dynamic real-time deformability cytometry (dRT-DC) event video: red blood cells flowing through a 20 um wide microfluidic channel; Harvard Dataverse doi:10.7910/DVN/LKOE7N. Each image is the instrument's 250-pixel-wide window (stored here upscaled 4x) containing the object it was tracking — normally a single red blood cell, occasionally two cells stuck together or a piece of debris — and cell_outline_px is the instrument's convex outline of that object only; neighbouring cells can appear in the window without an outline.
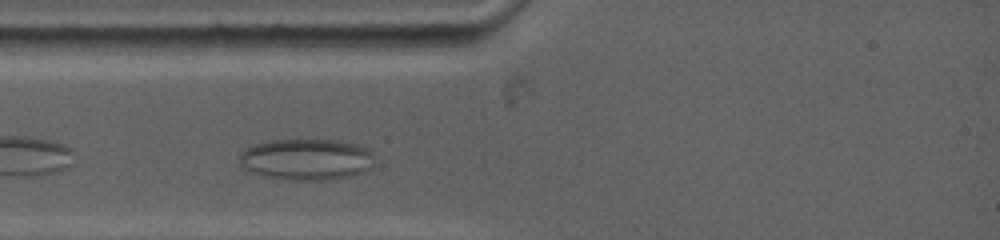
{"species": "common noctule bat (a hibernating species)", "species_latin": "Nyctalus noctula", "temperature_condition": "warm", "stored_images_in_passage": 44, "camera_frame_rate_fps": 5000, "um_per_image_px": 0.085, "animal": {"sex": "female", "body_mass_g": 19.0, "forearm_length_mm": 53.3}, "frame": {"image": 1, "passage_image": 3, "time_ms": 0.6, "image_size_px": [1000, 240], "cell_outline_px": [[372, 164], [368, 168], [352, 176], [324, 180], [292, 180], [264, 176], [248, 172], [240, 164], [240, 152], [256, 144], [268, 140], [340, 140], [360, 144], [372, 152]], "centroid_in_image_um": [26.03, 13.54], "position_along_channel_um": 59.0, "area_um2": 32.54}}
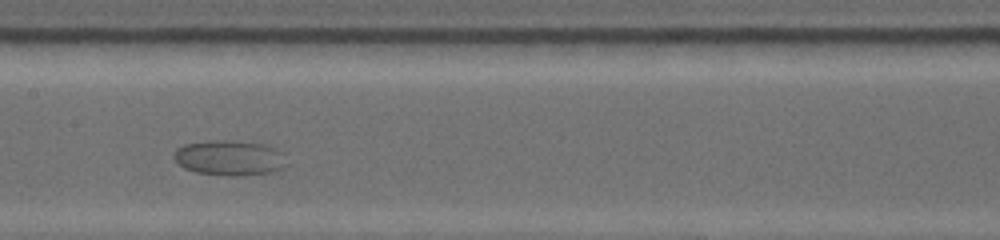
{"frame": {"image": 2, "passage_image": 18, "time_ms": 4.4, "image_size_px": [1000, 240], "cell_outline_px": [[288, 164], [284, 168], [268, 172], [244, 176], [236, 176], [196, 172], [184, 168], [176, 160], [176, 148], [184, 144], [204, 140], [228, 140], [268, 144], [284, 152]], "centroid_in_image_um": [19.58, 13.4], "position_along_channel_um": 187.8, "area_um2": 23.35}}
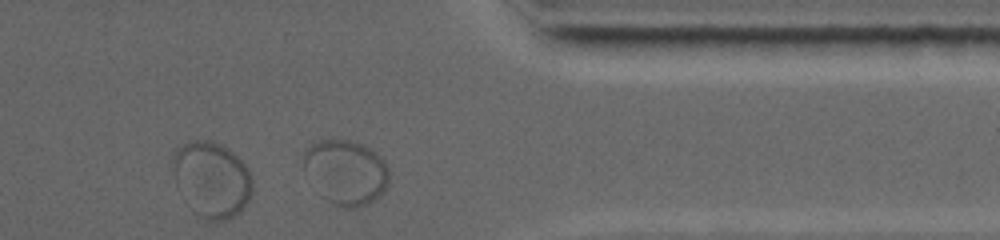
{"frame": {"image": 3, "passage_image": 42, "time_ms": 10.4, "image_size_px": [1000, 240], "cell_outline_px": [[388, 184], [384, 192], [368, 204], [356, 208], [344, 208], [332, 204], [328, 200], [304, 168], [304, 152], [316, 140], [352, 140], [364, 144], [372, 148], [384, 160], [388, 168]], "centroid_in_image_um": [29.46, 14.61], "position_along_channel_um": 381.9, "area_um2": 31.91}}